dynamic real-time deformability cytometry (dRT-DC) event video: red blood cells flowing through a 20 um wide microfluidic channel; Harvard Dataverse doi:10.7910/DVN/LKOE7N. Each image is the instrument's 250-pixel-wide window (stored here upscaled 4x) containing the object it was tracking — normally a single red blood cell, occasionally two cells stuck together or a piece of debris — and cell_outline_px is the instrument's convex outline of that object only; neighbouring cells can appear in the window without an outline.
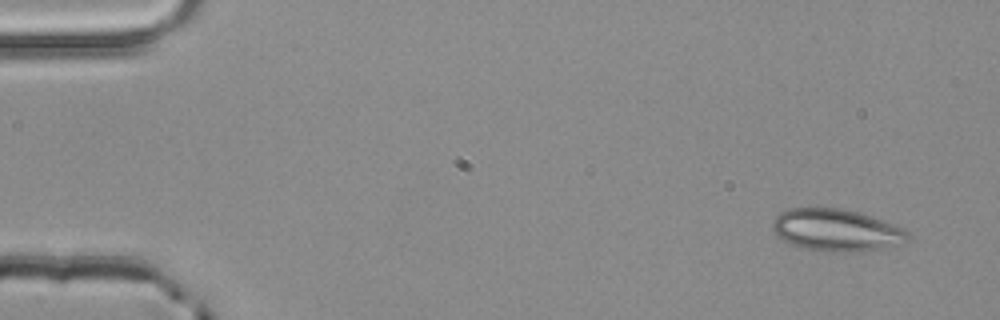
{"species": "common noctule bat (a hibernating species)", "species_latin": "Nyctalus noctula", "temperature_condition": "room temperature", "stored_images_in_passage": 3, "camera_frame_rate_fps": 3000, "um_per_image_px": 0.085, "animal": {"sex": "male", "body_mass_g": 20.4}, "frame": {"image": 1, "passage_image": 1, "time_ms": 0.0, "image_size_px": [1000, 320], "cell_outline_px": [[908, 240], [904, 244], [884, 248], [856, 252], [832, 252], [804, 248], [792, 244], [776, 236], [772, 228], [772, 220], [780, 212], [788, 208], [840, 208], [860, 212], [872, 216], [904, 228], [908, 232]], "centroid_in_image_um": [71.1, 19.56], "position_along_channel_um": 13.9, "area_um2": 33.52}}